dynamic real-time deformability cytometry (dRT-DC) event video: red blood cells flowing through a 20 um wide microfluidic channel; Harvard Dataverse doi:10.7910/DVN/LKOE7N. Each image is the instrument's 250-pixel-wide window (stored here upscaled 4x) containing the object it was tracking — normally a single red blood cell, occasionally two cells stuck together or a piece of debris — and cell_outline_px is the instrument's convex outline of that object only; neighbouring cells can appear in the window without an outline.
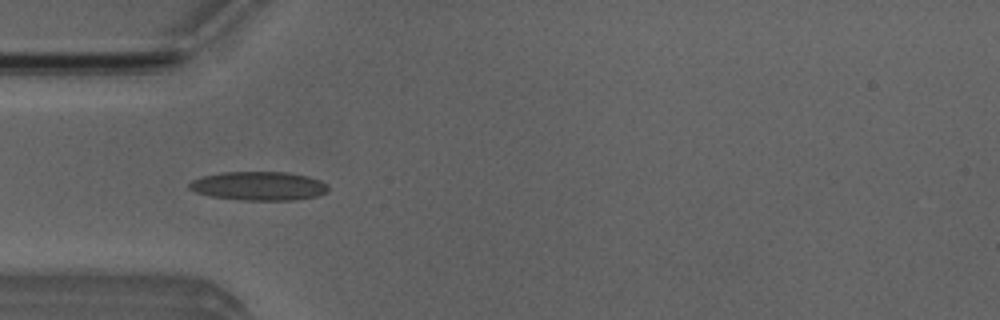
{"species": "Egyptian fruit bat (a non-hibernating species)", "species_latin": "Rousettus aegyptiacus", "temperature_condition": "room temperature", "stored_images_in_passage": 39, "camera_frame_rate_fps": 3000, "um_per_image_px": 0.085, "animal": {"sex": "male"}, "frame": {"image": 1, "passage_image": 2, "time_ms": 0.333, "image_size_px": [1000, 320], "cell_outline_px": [[328, 192], [320, 196], [296, 200], [240, 200], [208, 196], [196, 192], [188, 188], [188, 184], [192, 180], [200, 176], [224, 172], [288, 172], [308, 176], [320, 180], [328, 184]], "centroid_in_image_um": [22.01, 15.81], "position_along_channel_um": 63.0, "area_um2": 23.7}}
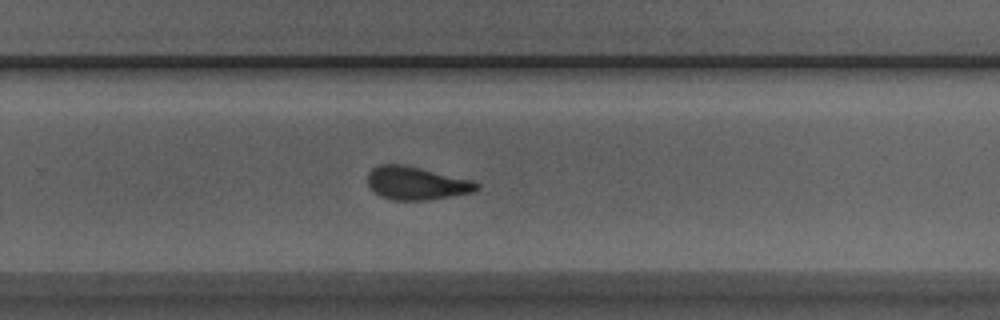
{"frame": {"image": 2, "passage_image": 20, "time_ms": 6.333, "image_size_px": [1000, 320], "cell_outline_px": [[480, 188], [472, 192], [428, 200], [392, 200], [380, 196], [368, 184], [368, 172], [372, 168], [380, 164], [404, 164], [476, 180], [480, 184]], "centroid_in_image_um": [35.44, 15.56], "position_along_channel_um": 294.4, "area_um2": 21.27}}
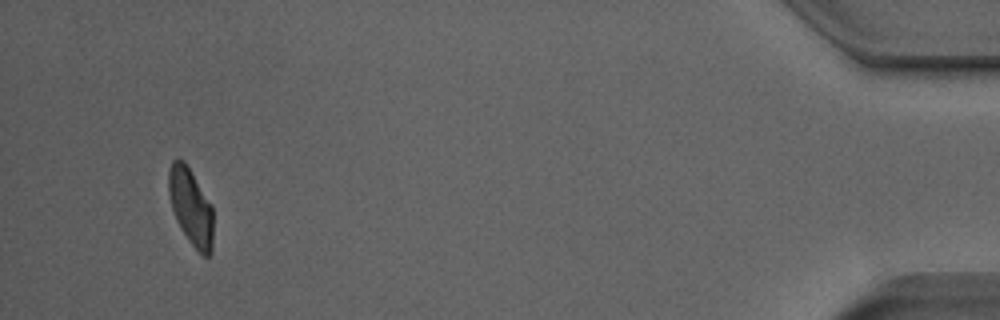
{"frame": {"image": 3, "passage_image": 36, "time_ms": 11.667, "image_size_px": [1000, 320], "cell_outline_px": [[212, 252], [208, 256], [204, 256], [188, 240], [176, 220], [172, 208], [168, 192], [168, 172], [172, 160], [176, 156], [180, 156], [184, 160], [212, 204]], "centroid_in_image_um": [16.2, 17.51], "position_along_channel_um": 419.0, "area_um2": 20.06}, "authors_computed_cell_mechanics": {"area_um2": 21.386, "velocity_mm_per_s": 3.8733, "shape_relaxation_time_tau1_ms": 9.1876, "shape_relaxation_time_tau2_ms": 1.8446, "deformation_change_tau1": 0.2084, "deformation_change_tau2": 0.0998}}